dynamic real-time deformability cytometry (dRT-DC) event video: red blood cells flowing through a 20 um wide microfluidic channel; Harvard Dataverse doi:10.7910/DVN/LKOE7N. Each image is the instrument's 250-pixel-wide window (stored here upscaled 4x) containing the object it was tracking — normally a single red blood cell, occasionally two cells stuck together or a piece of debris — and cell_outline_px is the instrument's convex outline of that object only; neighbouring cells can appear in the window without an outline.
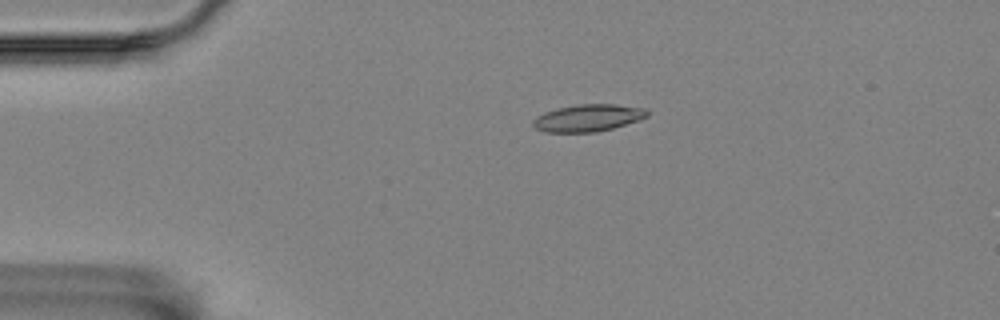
{"species": "Egyptian fruit bat (a non-hibernating species)", "species_latin": "Rousettus aegyptiacus", "temperature_condition": "room temperature", "stored_images_in_passage": 6, "camera_frame_rate_fps": 3000, "um_per_image_px": 0.085, "animal": {"sex": "female"}, "frame": {"image": 1, "passage_image": 3, "time_ms": 0.667, "image_size_px": [1000, 320], "cell_outline_px": [[648, 116], [640, 120], [612, 128], [596, 132], [544, 132], [536, 128], [532, 124], [532, 120], [536, 116], [544, 112], [556, 108], [580, 104], [616, 104], [644, 108], [648, 112]], "centroid_in_image_um": [49.96, 10.02], "position_along_channel_um": 35.0, "area_um2": 18.09}}
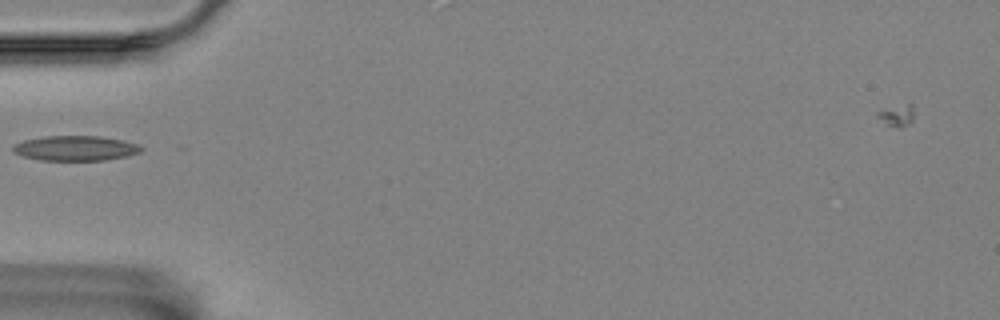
{"frame": {"image": 2, "passage_image": 5, "time_ms": 1.333, "image_size_px": [1000, 320], "cell_outline_px": [[144, 148], [140, 152], [128, 156], [104, 160], [40, 160], [20, 156], [12, 152], [12, 144], [24, 140], [44, 136], [100, 136], [120, 140], [136, 144]], "centroid_in_image_um": [6.35, 12.6], "position_along_channel_um": 78.7, "area_um2": 18.73}}
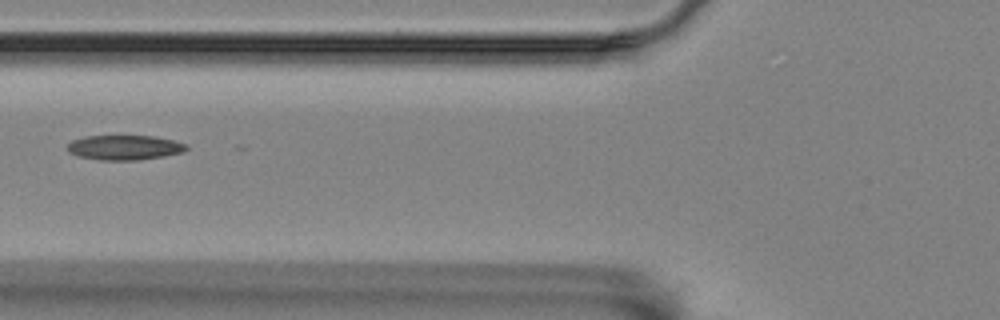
{"frame": {"image": 3, "passage_image": 6, "time_ms": 1.667, "image_size_px": [1000, 320], "cell_outline_px": [[188, 148], [184, 152], [164, 156], [136, 160], [100, 160], [76, 156], [68, 152], [68, 144], [72, 140], [84, 136], [156, 136], [188, 144]], "centroid_in_image_um": [10.58, 12.54], "position_along_channel_um": 115.2, "area_um2": 17.28}}